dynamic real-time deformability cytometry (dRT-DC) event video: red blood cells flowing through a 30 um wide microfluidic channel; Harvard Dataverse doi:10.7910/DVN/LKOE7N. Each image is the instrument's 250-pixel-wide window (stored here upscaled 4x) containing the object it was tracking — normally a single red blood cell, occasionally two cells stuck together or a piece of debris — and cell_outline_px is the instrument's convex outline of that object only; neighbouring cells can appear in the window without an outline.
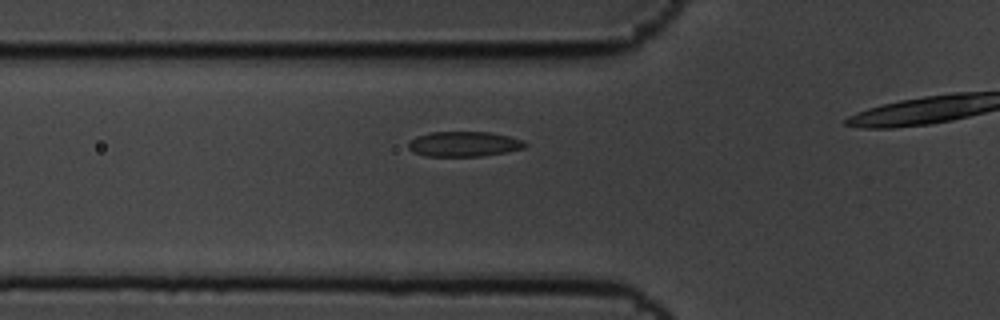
{"species": "common noctule bat (a hibernating species)", "species_latin": "Nyctalus noctula", "temperature_condition": "cold", "stored_images_in_passage": 3, "camera_frame_rate_fps": 3000, "um_per_image_px": 0.085, "animal": {"sex": "male", "body_mass_g": 19.5, "forearm_length_mm": 54.6}, "frame": {"image": 1, "passage_image": 3, "time_ms": 0.667, "image_size_px": [1000, 320], "cell_outline_px": [[528, 144], [524, 148], [504, 152], [480, 156], [424, 156], [412, 152], [408, 148], [408, 144], [416, 136], [428, 132], [488, 132], [508, 136], [524, 140]], "centroid_in_image_um": [39.41, 12.24], "position_along_channel_um": 86.4, "area_um2": 17.05}}